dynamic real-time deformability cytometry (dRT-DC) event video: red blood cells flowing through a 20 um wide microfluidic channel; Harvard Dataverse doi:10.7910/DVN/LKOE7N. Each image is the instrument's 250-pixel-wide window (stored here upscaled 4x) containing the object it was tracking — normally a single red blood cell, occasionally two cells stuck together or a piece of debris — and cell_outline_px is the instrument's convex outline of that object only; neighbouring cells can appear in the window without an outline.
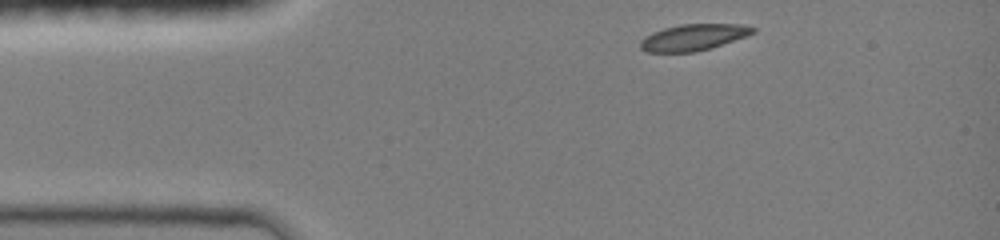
{"species": "common noctule bat (a hibernating species)", "species_latin": "Nyctalus noctula", "temperature_condition": "room temperature", "stored_images_in_passage": 35, "camera_frame_rate_fps": 3000, "um_per_image_px": 0.085, "animal": {"sex": "female", "body_mass_g": 19.0, "forearm_length_mm": 51.5}, "frame": {"image": 1, "passage_image": 1, "time_ms": 0.0, "image_size_px": [1000, 240], "cell_outline_px": [[756, 32], [748, 36], [712, 48], [696, 52], [648, 52], [640, 48], [640, 40], [644, 36], [652, 32], [664, 28], [680, 24], [744, 24], [756, 28]], "centroid_in_image_um": [58.97, 3.17], "position_along_channel_um": 26.0, "area_um2": 17.57}}
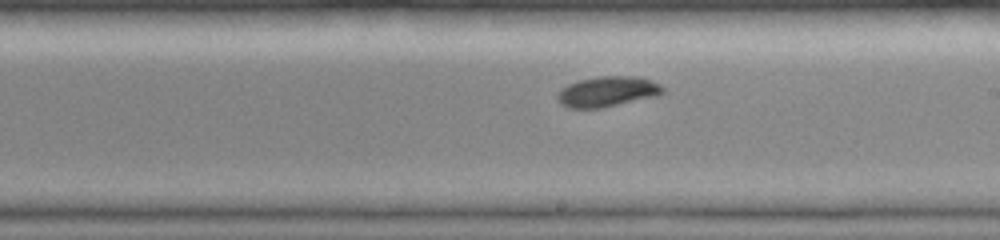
{"frame": {"image": 2, "passage_image": 20, "time_ms": 6.333, "image_size_px": [1000, 240], "cell_outline_px": [[664, 92], [656, 96], [600, 108], [568, 108], [560, 104], [556, 100], [556, 96], [560, 88], [568, 84], [580, 80], [600, 76], [636, 76], [652, 80], [660, 84], [664, 88]], "centroid_in_image_um": [51.6, 7.78], "position_along_channel_um": 237.4, "area_um2": 18.73}}
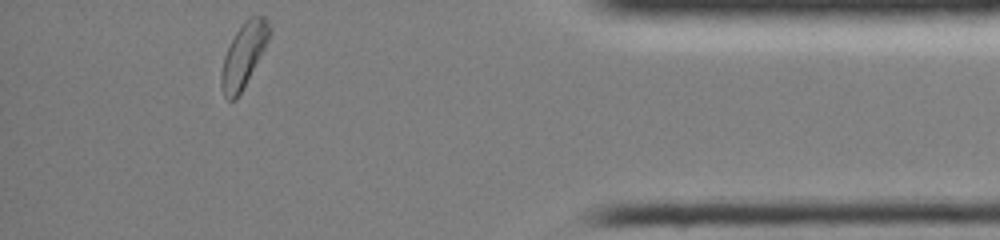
{"frame": {"image": 3, "passage_image": 35, "time_ms": 11.333, "image_size_px": [1000, 240], "cell_outline_px": [[272, 32], [244, 88], [236, 100], [228, 100], [224, 96], [220, 84], [220, 72], [224, 56], [236, 32], [244, 20], [248, 16], [264, 16], [268, 20], [272, 28]], "centroid_in_image_um": [20.71, 4.68], "position_along_channel_um": 414.5, "area_um2": 18.03}, "authors_computed_cell_mechanics": {"area_um2": 18.207, "velocity_mm_per_s": 4.1334, "shape_relaxation_time_tau1_ms": 3.4347, "shape_relaxation_time_tau2_ms": null, "deformation_change_tau1": 0.1206, "deformation_change_tau2": null}}